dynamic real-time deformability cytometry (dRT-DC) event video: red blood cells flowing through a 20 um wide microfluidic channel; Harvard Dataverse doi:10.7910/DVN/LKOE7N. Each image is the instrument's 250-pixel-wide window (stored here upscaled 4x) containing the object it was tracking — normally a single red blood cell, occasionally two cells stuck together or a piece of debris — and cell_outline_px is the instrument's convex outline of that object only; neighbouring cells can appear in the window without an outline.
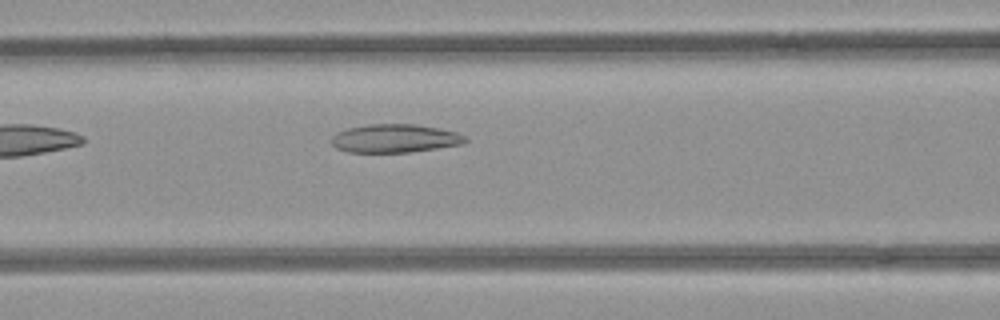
{"species": "common noctule bat (a hibernating species)", "species_latin": "Nyctalus noctula", "temperature_condition": "room temperature", "stored_images_in_passage": 4, "camera_frame_rate_fps": 3000, "um_per_image_px": 0.085, "animal": {"sex": "female", "body_mass_g": 21.9}, "frame": {"image": 1, "passage_image": 4, "time_ms": 1.0, "image_size_px": [1000, 320], "cell_outline_px": [[468, 140], [460, 144], [436, 148], [408, 152], [348, 152], [336, 148], [332, 144], [332, 136], [336, 132], [348, 128], [368, 124], [416, 124], [440, 128], [456, 132], [468, 136]], "centroid_in_image_um": [33.56, 11.75], "position_along_channel_um": 133.0, "area_um2": 22.14}}